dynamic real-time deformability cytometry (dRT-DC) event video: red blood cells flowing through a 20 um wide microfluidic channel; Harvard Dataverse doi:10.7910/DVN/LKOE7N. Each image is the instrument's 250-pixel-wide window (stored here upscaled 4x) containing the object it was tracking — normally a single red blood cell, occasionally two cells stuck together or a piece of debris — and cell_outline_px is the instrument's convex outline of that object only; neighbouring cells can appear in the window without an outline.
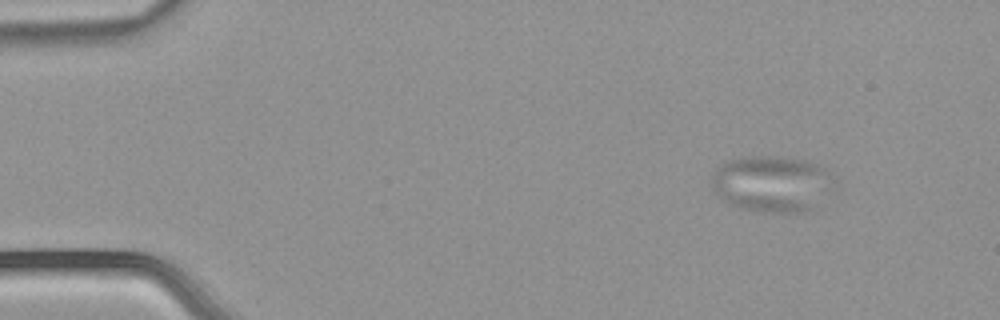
{"species": "common noctule bat (a hibernating species)", "species_latin": "Nyctalus noctula", "temperature_condition": "warm", "stored_images_in_passage": 3, "camera_frame_rate_fps": 3000, "um_per_image_px": 0.085, "animal": {"sex": "male", "body_mass_g": 21.5, "forearm_length_mm": 52.0}, "frame": {"image": 1, "passage_image": 1, "time_ms": 0.0, "image_size_px": [1000, 320], "cell_outline_px": [[832, 188], [828, 192], [804, 212], [764, 212], [744, 208], [732, 204], [724, 200], [712, 188], [712, 176], [716, 168], [724, 160], [740, 156], [780, 156], [808, 160], [820, 164], [824, 168]], "centroid_in_image_um": [65.53, 15.57], "position_along_channel_um": 19.5, "area_um2": 39.59}}